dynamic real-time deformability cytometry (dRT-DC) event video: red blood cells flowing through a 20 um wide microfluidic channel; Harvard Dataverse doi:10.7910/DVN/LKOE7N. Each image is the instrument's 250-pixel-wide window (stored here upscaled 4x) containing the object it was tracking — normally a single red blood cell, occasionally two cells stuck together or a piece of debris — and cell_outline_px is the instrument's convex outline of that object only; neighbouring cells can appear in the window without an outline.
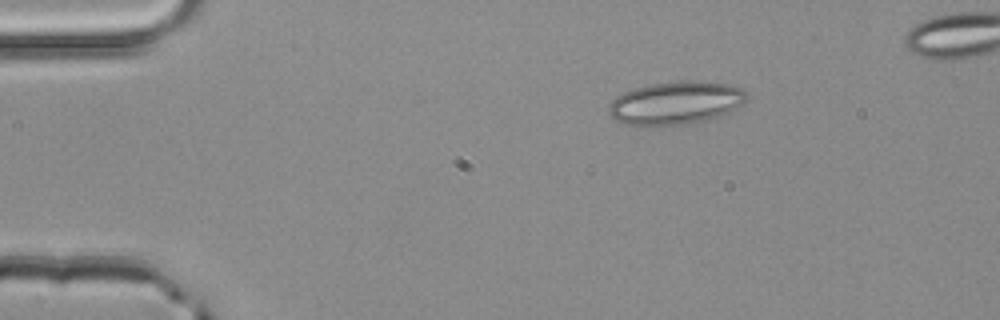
{"species": "common noctule bat (a hibernating species)", "species_latin": "Nyctalus noctula", "temperature_condition": "room temperature", "stored_images_in_passage": 3, "camera_frame_rate_fps": 3000, "um_per_image_px": 0.085, "animal": {"sex": "male", "body_mass_g": 20.4}, "frame": {"image": 1, "passage_image": 1, "time_ms": 0.0, "image_size_px": [1000, 320], "cell_outline_px": [[748, 96], [740, 104], [728, 112], [708, 120], [656, 128], [636, 128], [620, 124], [608, 112], [608, 104], [616, 96], [624, 92], [636, 88], [652, 84], [680, 80], [692, 80], [728, 84], [744, 88], [748, 92]], "centroid_in_image_um": [57.37, 8.79], "position_along_channel_um": 27.6, "area_um2": 35.43}}